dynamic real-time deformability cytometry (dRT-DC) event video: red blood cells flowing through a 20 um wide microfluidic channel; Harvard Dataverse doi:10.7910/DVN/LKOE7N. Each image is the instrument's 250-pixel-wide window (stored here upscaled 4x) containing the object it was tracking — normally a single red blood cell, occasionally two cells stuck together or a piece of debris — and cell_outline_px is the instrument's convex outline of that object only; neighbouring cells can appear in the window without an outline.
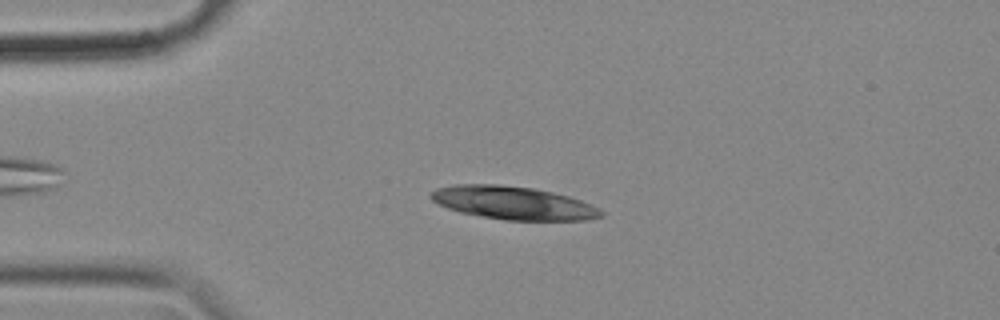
{"species": "common noctule bat (a hibernating species)", "species_latin": "Nyctalus noctula", "temperature_condition": "cold", "stored_images_in_passage": 32, "camera_frame_rate_fps": 3000, "um_per_image_px": 0.085, "animal": {"sex": "female", "body_mass_g": 18.4}, "frame": {"image": 1, "passage_image": 12, "time_ms": 3.667, "image_size_px": [1000, 320], "cell_outline_px": [[604, 216], [584, 220], [504, 220], [460, 212], [448, 208], [432, 200], [428, 196], [436, 188], [456, 184], [500, 184], [532, 188], [552, 192], [568, 196], [580, 200], [600, 208], [604, 212]], "centroid_in_image_um": [43.63, 17.24], "position_along_channel_um": 41.4, "area_um2": 32.77}}
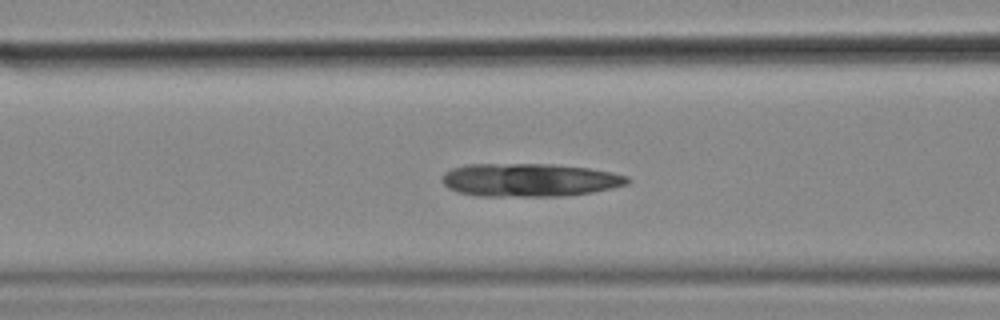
{"frame": {"image": 2, "passage_image": 21, "time_ms": 6.667, "image_size_px": [1000, 320], "cell_outline_px": [[632, 180], [628, 184], [612, 188], [592, 192], [560, 196], [476, 196], [456, 192], [448, 188], [440, 180], [444, 172], [452, 168], [464, 164], [556, 164], [588, 168], [612, 172], [628, 176]], "centroid_in_image_um": [44.98, 15.29], "position_along_channel_um": 121.6, "area_um2": 36.24}}
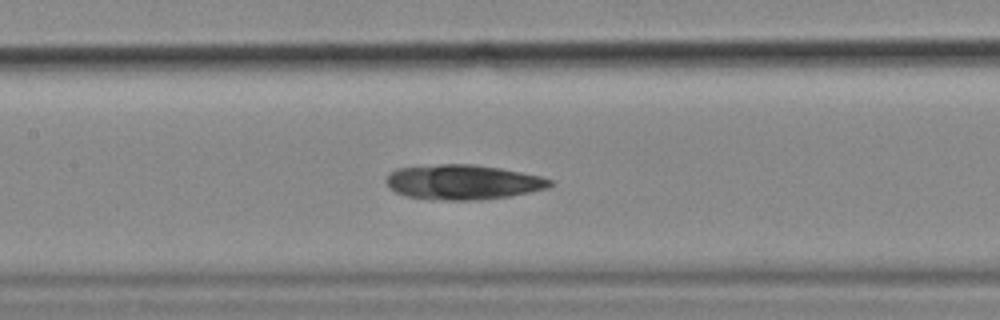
{"frame": {"image": 3, "passage_image": 25, "time_ms": 8.0, "image_size_px": [1000, 320], "cell_outline_px": [[552, 184], [548, 188], [508, 196], [468, 200], [448, 200], [404, 196], [388, 188], [384, 180], [388, 172], [396, 168], [440, 164], [472, 164], [500, 168], [540, 176], [552, 180]], "centroid_in_image_um": [39.27, 15.46], "position_along_channel_um": 168.1, "area_um2": 33.12}}